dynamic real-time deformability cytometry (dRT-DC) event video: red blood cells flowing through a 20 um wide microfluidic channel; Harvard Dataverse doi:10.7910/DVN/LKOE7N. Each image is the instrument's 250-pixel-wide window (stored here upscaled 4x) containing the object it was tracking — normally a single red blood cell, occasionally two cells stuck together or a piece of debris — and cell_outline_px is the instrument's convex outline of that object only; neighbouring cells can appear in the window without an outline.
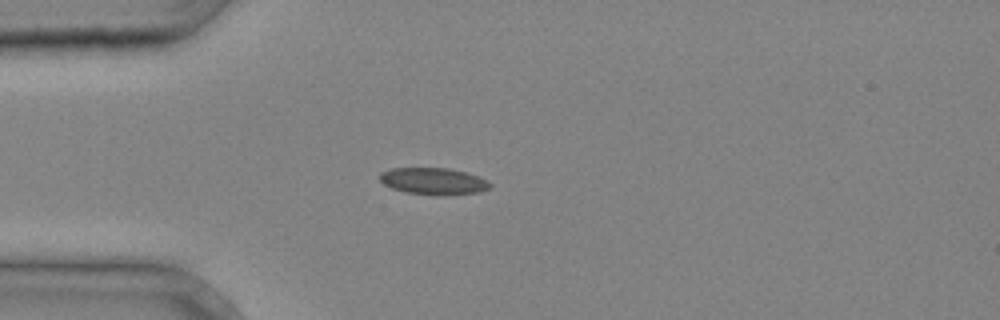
{"species": "common noctule bat (a hibernating species)", "species_latin": "Nyctalus noctula", "temperature_condition": "cold", "stored_images_in_passage": 2, "camera_frame_rate_fps": 3000, "um_per_image_px": 0.085, "animal": {"sex": "male", "body_mass_g": 20.4}, "frame": {"image": 1, "passage_image": 2, "time_ms": 0.333, "image_size_px": [1000, 320], "cell_outline_px": [[492, 184], [488, 188], [480, 192], [444, 196], [408, 192], [392, 188], [384, 184], [380, 180], [380, 172], [392, 168], [448, 168], [464, 172], [488, 180]], "centroid_in_image_um": [36.85, 15.4], "position_along_channel_um": 48.1, "area_um2": 17.11}}